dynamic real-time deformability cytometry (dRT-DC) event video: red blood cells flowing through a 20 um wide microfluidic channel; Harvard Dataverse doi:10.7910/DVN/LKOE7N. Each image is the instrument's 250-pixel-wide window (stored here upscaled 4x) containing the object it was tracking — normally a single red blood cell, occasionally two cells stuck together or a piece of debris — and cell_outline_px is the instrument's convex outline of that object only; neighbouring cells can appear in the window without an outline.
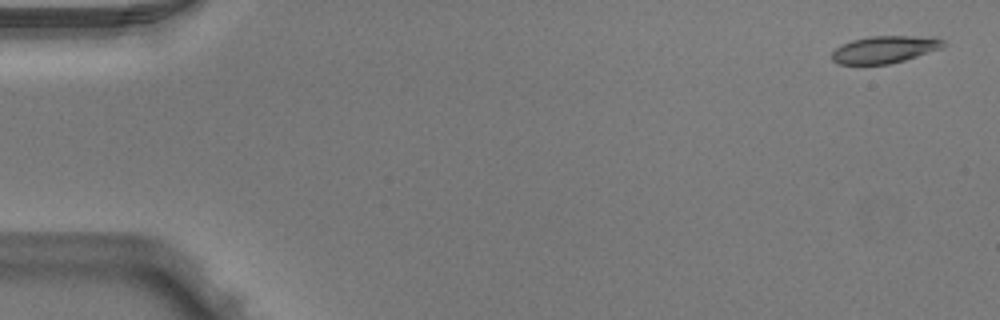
{"species": "Egyptian fruit bat (a non-hibernating species)", "species_latin": "Rousettus aegyptiacus", "temperature_condition": "warm", "stored_images_in_passage": 2, "segment_of_instrument_passage": [2, 2], "camera_frame_rate_fps": 3000, "um_per_image_px": 0.085, "animal": {"sex": "male"}, "frame": {"image": 1, "passage_image": 2, "time_ms": 0.333, "image_size_px": [1000, 320], "cell_outline_px": [[944, 44], [940, 48], [904, 60], [888, 64], [836, 64], [832, 60], [832, 52], [840, 44], [852, 40], [868, 36], [936, 36], [944, 40]], "centroid_in_image_um": [75.16, 4.19], "position_along_channel_um": 9.8, "area_um2": 17.69}}